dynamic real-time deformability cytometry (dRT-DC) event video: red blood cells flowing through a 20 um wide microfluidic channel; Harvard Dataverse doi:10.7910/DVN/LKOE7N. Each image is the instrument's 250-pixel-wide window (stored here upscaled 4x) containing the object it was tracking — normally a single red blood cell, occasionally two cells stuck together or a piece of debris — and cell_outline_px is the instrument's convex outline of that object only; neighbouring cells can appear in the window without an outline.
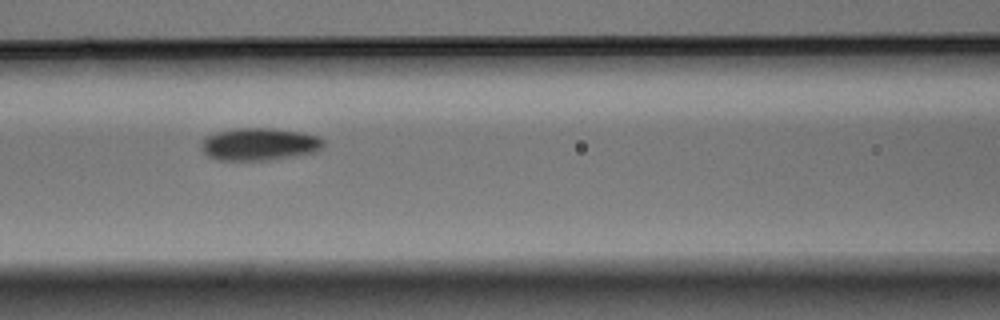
{"species": "Egyptian fruit bat (a non-hibernating species)", "species_latin": "Rousettus aegyptiacus", "temperature_condition": "warm", "stored_images_in_passage": 9, "camera_frame_rate_fps": 3000, "um_per_image_px": 0.085, "animal": {"sex": "male"}, "frame": {"image": 1, "passage_image": 6, "time_ms": 1.667, "image_size_px": [1000, 320], "cell_outline_px": [[324, 144], [316, 152], [296, 156], [268, 160], [220, 160], [208, 156], [200, 148], [204, 140], [208, 136], [216, 132], [236, 128], [272, 128], [304, 132], [320, 136], [324, 140]], "centroid_in_image_um": [22.09, 12.25], "position_along_channel_um": 144.5, "area_um2": 23.24}}
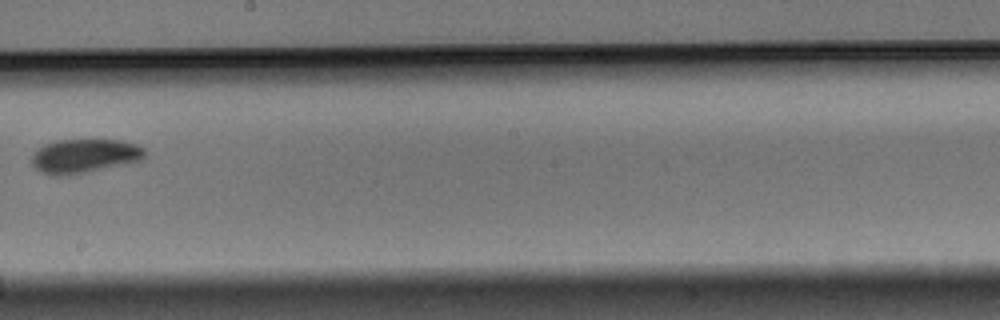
{"frame": {"image": 2, "passage_image": 8, "time_ms": 2.333, "image_size_px": [1000, 320], "cell_outline_px": [[144, 156], [140, 160], [128, 164], [88, 172], [64, 176], [56, 176], [40, 172], [32, 164], [32, 156], [44, 144], [56, 140], [120, 140], [136, 144], [144, 148]], "centroid_in_image_um": [7.18, 13.27], "position_along_channel_um": 241.0, "area_um2": 22.43}}
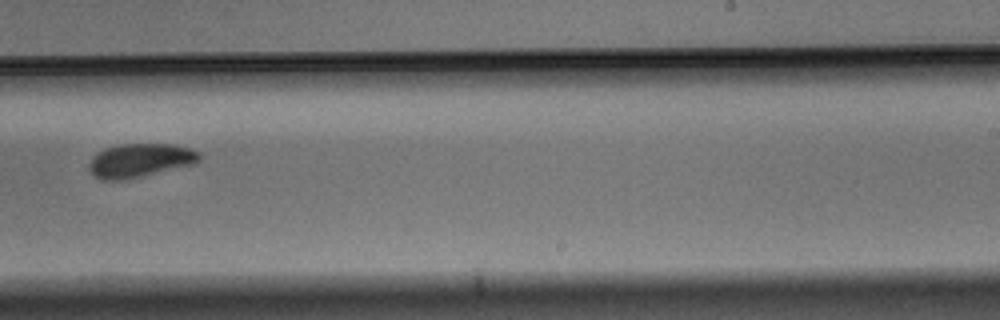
{"frame": {"image": 3, "passage_image": 9, "time_ms": 2.667, "image_size_px": [1000, 320], "cell_outline_px": [[200, 160], [192, 164], [124, 180], [100, 180], [88, 168], [88, 164], [92, 156], [96, 152], [104, 148], [120, 144], [176, 144], [192, 148], [200, 152]], "centroid_in_image_um": [11.88, 13.61], "position_along_channel_um": 277.1, "area_um2": 21.73}}